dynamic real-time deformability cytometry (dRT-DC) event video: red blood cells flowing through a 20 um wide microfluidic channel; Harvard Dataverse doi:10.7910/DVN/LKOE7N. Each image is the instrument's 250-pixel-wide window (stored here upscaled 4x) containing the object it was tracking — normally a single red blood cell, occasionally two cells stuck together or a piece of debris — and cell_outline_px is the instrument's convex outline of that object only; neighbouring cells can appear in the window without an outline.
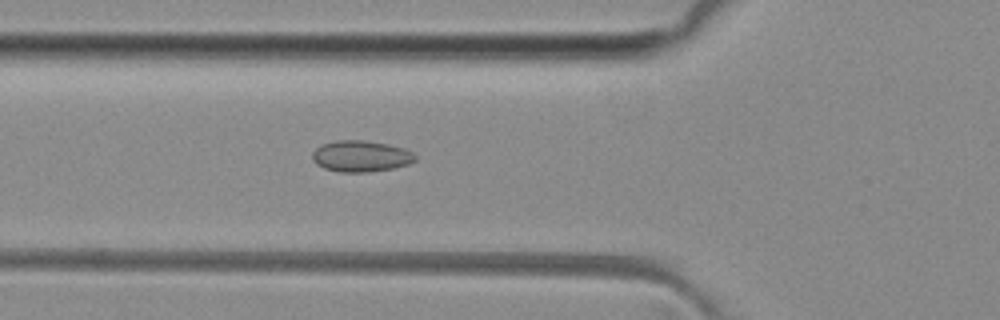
{"species": "common noctule bat (a hibernating species)", "species_latin": "Nyctalus noctula", "temperature_condition": "room temperature", "stored_images_in_passage": 44, "camera_frame_rate_fps": 3000, "um_per_image_px": 0.085, "animal": {"sex": "female", "body_mass_g": 29.2, "forearm_length_mm": 56.3}, "frame": {"image": 1, "passage_image": 17, "time_ms": 5.333, "image_size_px": [1000, 320], "cell_outline_px": [[416, 160], [408, 164], [392, 168], [368, 172], [336, 172], [324, 168], [316, 164], [312, 160], [312, 152], [316, 148], [324, 144], [336, 140], [364, 140], [388, 144], [404, 148], [412, 152], [416, 156]], "centroid_in_image_um": [30.66, 13.28], "position_along_channel_um": 95.1, "area_um2": 18.79}}
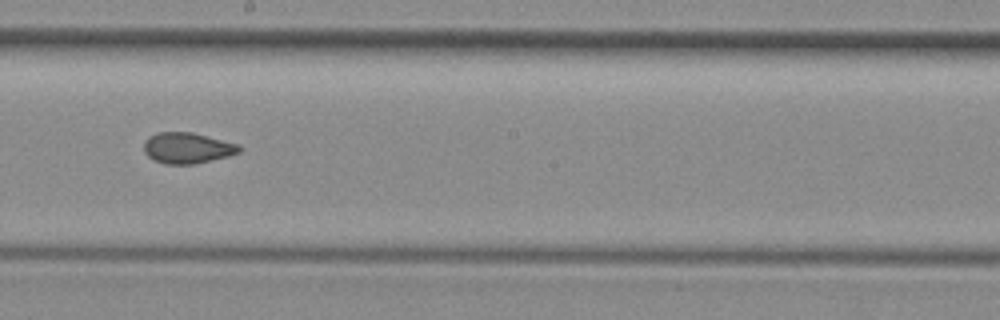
{"frame": {"image": 2, "passage_image": 27, "time_ms": 8.667, "image_size_px": [1000, 320], "cell_outline_px": [[244, 148], [240, 152], [228, 156], [196, 164], [164, 164], [152, 160], [144, 152], [144, 140], [148, 136], [160, 132], [192, 132], [240, 144]], "centroid_in_image_um": [15.93, 12.58], "position_along_channel_um": 232.3, "area_um2": 17.46}}
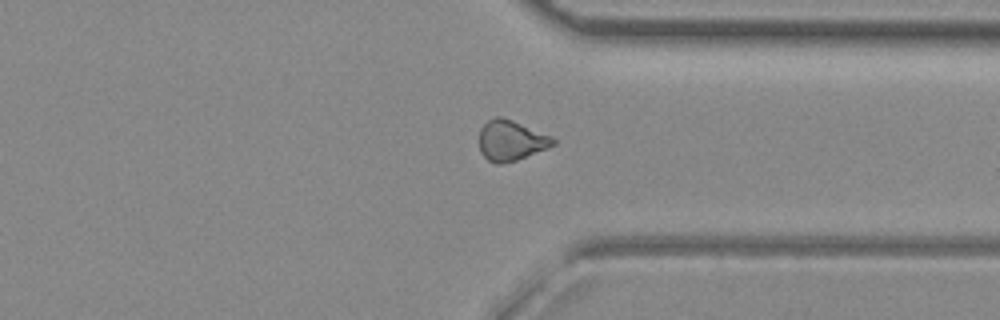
{"frame": {"image": 3, "passage_image": 37, "time_ms": 12.0, "image_size_px": [1000, 320], "cell_outline_px": [[556, 144], [548, 148], [516, 160], [500, 164], [496, 164], [488, 160], [480, 152], [480, 128], [488, 120], [496, 116], [500, 116], [512, 120], [552, 136], [556, 140]], "centroid_in_image_um": [43.44, 11.94], "position_along_channel_um": 368.0, "area_um2": 17.34}, "authors_computed_cell_mechanics": {"area_um2": 17.4556, "velocity_mm_per_s": 4.1087, "shape_relaxation_time_tau1_ms": null, "shape_relaxation_time_tau2_ms": 1.267, "deformation_change_tau1": null, "deformation_change_tau2": 0.0538}}